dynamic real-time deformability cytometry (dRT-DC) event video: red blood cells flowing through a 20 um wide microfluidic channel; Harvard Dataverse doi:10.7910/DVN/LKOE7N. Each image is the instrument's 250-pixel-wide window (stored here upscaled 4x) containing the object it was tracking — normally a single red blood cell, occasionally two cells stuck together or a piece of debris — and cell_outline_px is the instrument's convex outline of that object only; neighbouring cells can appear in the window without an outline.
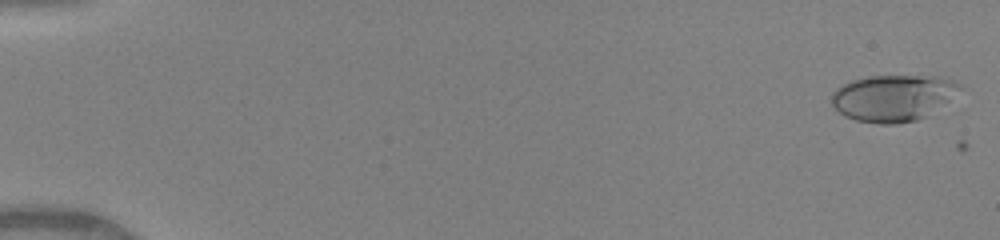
{"species": "human", "species_latin": "Homo sapiens", "temperature_condition": "warm", "stored_images_in_passage": 50, "camera_frame_rate_fps": 3000, "um_per_image_px": 0.085, "donor": {"sex": "female"}, "frame": {"image": 1, "passage_image": 2, "time_ms": 0.333, "image_size_px": [1000, 240], "cell_outline_px": [[964, 88], [948, 100], [924, 116], [916, 120], [896, 124], [880, 124], [856, 120], [844, 116], [832, 104], [832, 92], [836, 88], [852, 80], [868, 76], [936, 76], [952, 80], [960, 84]], "centroid_in_image_um": [75.89, 8.31], "position_along_channel_um": 9.1, "area_um2": 34.39}}
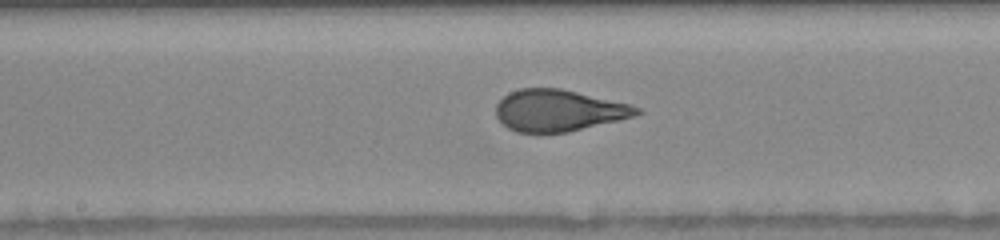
{"frame": {"image": 2, "passage_image": 28, "time_ms": 9.0, "image_size_px": [1000, 240], "cell_outline_px": [[644, 112], [636, 116], [620, 120], [568, 132], [516, 132], [508, 128], [496, 116], [496, 104], [508, 92], [520, 88], [560, 88], [628, 104], [640, 108]], "centroid_in_image_um": [47.48, 9.39], "position_along_channel_um": 200.7, "area_um2": 33.99}}
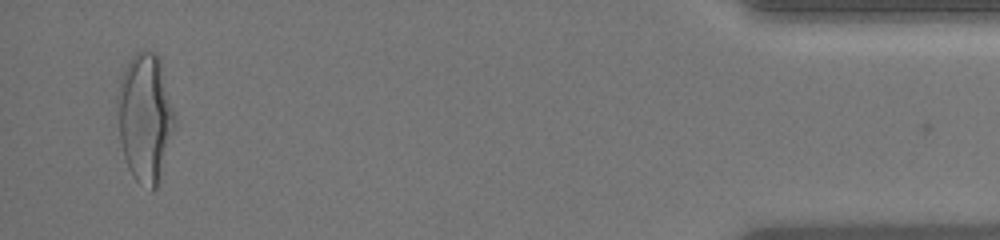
{"frame": {"image": 3, "passage_image": 49, "time_ms": 16.0, "image_size_px": [1000, 240], "cell_outline_px": [[176, 124], [160, 184], [152, 192], [136, 180], [128, 168], [124, 156], [120, 140], [116, 108], [116, 96], [120, 80], [124, 68], [128, 60], [136, 52], [144, 48], [152, 52], [160, 60], [176, 116]], "centroid_in_image_um": [12.34, 10.02], "position_along_channel_um": 422.9, "area_um2": 43.81}, "authors_computed_cell_mechanics": {"area_um2": 34.2176, "velocity_mm_per_s": 4.1332, "shape_relaxation_time_tau1_ms": 4.6697, "shape_relaxation_time_tau2_ms": null, "deformation_change_tau1": 0.2193, "deformation_change_tau2": null}}